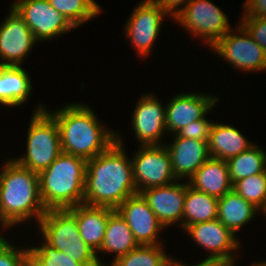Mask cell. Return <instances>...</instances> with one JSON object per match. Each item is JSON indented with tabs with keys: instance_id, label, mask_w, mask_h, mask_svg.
I'll list each match as a JSON object with an SVG mask.
<instances>
[{
	"instance_id": "1",
	"label": "cell",
	"mask_w": 266,
	"mask_h": 266,
	"mask_svg": "<svg viewBox=\"0 0 266 266\" xmlns=\"http://www.w3.org/2000/svg\"><path fill=\"white\" fill-rule=\"evenodd\" d=\"M116 131V141L98 156L87 160L83 204L116 209L137 194L131 157L124 137Z\"/></svg>"
},
{
	"instance_id": "2",
	"label": "cell",
	"mask_w": 266,
	"mask_h": 266,
	"mask_svg": "<svg viewBox=\"0 0 266 266\" xmlns=\"http://www.w3.org/2000/svg\"><path fill=\"white\" fill-rule=\"evenodd\" d=\"M45 110L56 120L62 152L86 160L106 151L116 141V131L98 119L94 108L87 102H68Z\"/></svg>"
},
{
	"instance_id": "3",
	"label": "cell",
	"mask_w": 266,
	"mask_h": 266,
	"mask_svg": "<svg viewBox=\"0 0 266 266\" xmlns=\"http://www.w3.org/2000/svg\"><path fill=\"white\" fill-rule=\"evenodd\" d=\"M8 158L0 168L2 218L12 229L33 221L37 226L47 211L40 197L38 173Z\"/></svg>"
},
{
	"instance_id": "4",
	"label": "cell",
	"mask_w": 266,
	"mask_h": 266,
	"mask_svg": "<svg viewBox=\"0 0 266 266\" xmlns=\"http://www.w3.org/2000/svg\"><path fill=\"white\" fill-rule=\"evenodd\" d=\"M86 166V159L62 152L38 173L40 197L46 210L83 204Z\"/></svg>"
},
{
	"instance_id": "5",
	"label": "cell",
	"mask_w": 266,
	"mask_h": 266,
	"mask_svg": "<svg viewBox=\"0 0 266 266\" xmlns=\"http://www.w3.org/2000/svg\"><path fill=\"white\" fill-rule=\"evenodd\" d=\"M41 102L29 120L25 152L12 159L22 167L36 173L48 168L62 153L60 133L56 120L45 110Z\"/></svg>"
},
{
	"instance_id": "6",
	"label": "cell",
	"mask_w": 266,
	"mask_h": 266,
	"mask_svg": "<svg viewBox=\"0 0 266 266\" xmlns=\"http://www.w3.org/2000/svg\"><path fill=\"white\" fill-rule=\"evenodd\" d=\"M36 227V236L39 234V238L73 261L84 266H101L96 252L81 237L76 217L68 209L47 210Z\"/></svg>"
},
{
	"instance_id": "7",
	"label": "cell",
	"mask_w": 266,
	"mask_h": 266,
	"mask_svg": "<svg viewBox=\"0 0 266 266\" xmlns=\"http://www.w3.org/2000/svg\"><path fill=\"white\" fill-rule=\"evenodd\" d=\"M213 2L190 0L172 18V23L191 34L190 38L200 39L198 44L201 42L200 45L209 49L232 28L225 11Z\"/></svg>"
},
{
	"instance_id": "8",
	"label": "cell",
	"mask_w": 266,
	"mask_h": 266,
	"mask_svg": "<svg viewBox=\"0 0 266 266\" xmlns=\"http://www.w3.org/2000/svg\"><path fill=\"white\" fill-rule=\"evenodd\" d=\"M208 50L228 62L234 71L266 72V52L239 22Z\"/></svg>"
},
{
	"instance_id": "9",
	"label": "cell",
	"mask_w": 266,
	"mask_h": 266,
	"mask_svg": "<svg viewBox=\"0 0 266 266\" xmlns=\"http://www.w3.org/2000/svg\"><path fill=\"white\" fill-rule=\"evenodd\" d=\"M130 13L124 24L123 34L136 55L144 60L154 51L164 20L172 18L153 0H140Z\"/></svg>"
},
{
	"instance_id": "10",
	"label": "cell",
	"mask_w": 266,
	"mask_h": 266,
	"mask_svg": "<svg viewBox=\"0 0 266 266\" xmlns=\"http://www.w3.org/2000/svg\"><path fill=\"white\" fill-rule=\"evenodd\" d=\"M137 148V151L131 154L137 193L177 181L172 170L171 156L164 144Z\"/></svg>"
},
{
	"instance_id": "11",
	"label": "cell",
	"mask_w": 266,
	"mask_h": 266,
	"mask_svg": "<svg viewBox=\"0 0 266 266\" xmlns=\"http://www.w3.org/2000/svg\"><path fill=\"white\" fill-rule=\"evenodd\" d=\"M11 5L22 16L39 44L48 40L53 42L77 30L47 0H12Z\"/></svg>"
},
{
	"instance_id": "12",
	"label": "cell",
	"mask_w": 266,
	"mask_h": 266,
	"mask_svg": "<svg viewBox=\"0 0 266 266\" xmlns=\"http://www.w3.org/2000/svg\"><path fill=\"white\" fill-rule=\"evenodd\" d=\"M131 129L139 146L163 145L166 130V105L152 91L142 93L132 109Z\"/></svg>"
},
{
	"instance_id": "13",
	"label": "cell",
	"mask_w": 266,
	"mask_h": 266,
	"mask_svg": "<svg viewBox=\"0 0 266 266\" xmlns=\"http://www.w3.org/2000/svg\"><path fill=\"white\" fill-rule=\"evenodd\" d=\"M181 232H187L193 243L206 252L204 259L238 262L241 240L218 219L189 225Z\"/></svg>"
},
{
	"instance_id": "14",
	"label": "cell",
	"mask_w": 266,
	"mask_h": 266,
	"mask_svg": "<svg viewBox=\"0 0 266 266\" xmlns=\"http://www.w3.org/2000/svg\"><path fill=\"white\" fill-rule=\"evenodd\" d=\"M8 9L0 22V65L23 66L39 42L18 11L11 4Z\"/></svg>"
},
{
	"instance_id": "15",
	"label": "cell",
	"mask_w": 266,
	"mask_h": 266,
	"mask_svg": "<svg viewBox=\"0 0 266 266\" xmlns=\"http://www.w3.org/2000/svg\"><path fill=\"white\" fill-rule=\"evenodd\" d=\"M166 102V130L174 135L179 129L213 112L220 102L218 95L195 91L179 92ZM216 106V107H215Z\"/></svg>"
},
{
	"instance_id": "16",
	"label": "cell",
	"mask_w": 266,
	"mask_h": 266,
	"mask_svg": "<svg viewBox=\"0 0 266 266\" xmlns=\"http://www.w3.org/2000/svg\"><path fill=\"white\" fill-rule=\"evenodd\" d=\"M116 210L128 224L139 245L166 243L160 237L162 231L166 230L165 227L140 193L128 197Z\"/></svg>"
},
{
	"instance_id": "17",
	"label": "cell",
	"mask_w": 266,
	"mask_h": 266,
	"mask_svg": "<svg viewBox=\"0 0 266 266\" xmlns=\"http://www.w3.org/2000/svg\"><path fill=\"white\" fill-rule=\"evenodd\" d=\"M140 194L166 230L173 225L183 230L185 181L177 180L165 186L152 187L141 191Z\"/></svg>"
},
{
	"instance_id": "18",
	"label": "cell",
	"mask_w": 266,
	"mask_h": 266,
	"mask_svg": "<svg viewBox=\"0 0 266 266\" xmlns=\"http://www.w3.org/2000/svg\"><path fill=\"white\" fill-rule=\"evenodd\" d=\"M170 136L172 138L164 145L171 156L174 176L177 180L188 181L210 157L207 141Z\"/></svg>"
},
{
	"instance_id": "19",
	"label": "cell",
	"mask_w": 266,
	"mask_h": 266,
	"mask_svg": "<svg viewBox=\"0 0 266 266\" xmlns=\"http://www.w3.org/2000/svg\"><path fill=\"white\" fill-rule=\"evenodd\" d=\"M23 66L0 65V106L18 108L33 95V82Z\"/></svg>"
},
{
	"instance_id": "20",
	"label": "cell",
	"mask_w": 266,
	"mask_h": 266,
	"mask_svg": "<svg viewBox=\"0 0 266 266\" xmlns=\"http://www.w3.org/2000/svg\"><path fill=\"white\" fill-rule=\"evenodd\" d=\"M139 244L136 241L132 231L124 218L115 209L109 216L105 229L104 241L100 250L96 253L99 264L101 266H108L116 258L127 254L131 250L138 247ZM112 255L111 261L107 264L104 260V256ZM106 262V263H105Z\"/></svg>"
},
{
	"instance_id": "21",
	"label": "cell",
	"mask_w": 266,
	"mask_h": 266,
	"mask_svg": "<svg viewBox=\"0 0 266 266\" xmlns=\"http://www.w3.org/2000/svg\"><path fill=\"white\" fill-rule=\"evenodd\" d=\"M254 144L233 124L217 121H214L207 141L210 157L225 161L248 150Z\"/></svg>"
},
{
	"instance_id": "22",
	"label": "cell",
	"mask_w": 266,
	"mask_h": 266,
	"mask_svg": "<svg viewBox=\"0 0 266 266\" xmlns=\"http://www.w3.org/2000/svg\"><path fill=\"white\" fill-rule=\"evenodd\" d=\"M68 210L76 217L83 240L97 253L104 241L108 218L115 209L80 204Z\"/></svg>"
},
{
	"instance_id": "23",
	"label": "cell",
	"mask_w": 266,
	"mask_h": 266,
	"mask_svg": "<svg viewBox=\"0 0 266 266\" xmlns=\"http://www.w3.org/2000/svg\"><path fill=\"white\" fill-rule=\"evenodd\" d=\"M188 184L208 195L220 198L232 190L227 161L209 157L188 180Z\"/></svg>"
},
{
	"instance_id": "24",
	"label": "cell",
	"mask_w": 266,
	"mask_h": 266,
	"mask_svg": "<svg viewBox=\"0 0 266 266\" xmlns=\"http://www.w3.org/2000/svg\"><path fill=\"white\" fill-rule=\"evenodd\" d=\"M258 216L260 210L233 189L219 198L217 219L238 238L237 234Z\"/></svg>"
},
{
	"instance_id": "25",
	"label": "cell",
	"mask_w": 266,
	"mask_h": 266,
	"mask_svg": "<svg viewBox=\"0 0 266 266\" xmlns=\"http://www.w3.org/2000/svg\"><path fill=\"white\" fill-rule=\"evenodd\" d=\"M219 198L192 188L186 181V196L183 210V230L192 224L218 218Z\"/></svg>"
},
{
	"instance_id": "26",
	"label": "cell",
	"mask_w": 266,
	"mask_h": 266,
	"mask_svg": "<svg viewBox=\"0 0 266 266\" xmlns=\"http://www.w3.org/2000/svg\"><path fill=\"white\" fill-rule=\"evenodd\" d=\"M232 185L240 179L266 171L265 149L257 143L248 150L227 160Z\"/></svg>"
},
{
	"instance_id": "27",
	"label": "cell",
	"mask_w": 266,
	"mask_h": 266,
	"mask_svg": "<svg viewBox=\"0 0 266 266\" xmlns=\"http://www.w3.org/2000/svg\"><path fill=\"white\" fill-rule=\"evenodd\" d=\"M164 246L166 245H139L108 266H170L173 256L166 252L167 248Z\"/></svg>"
},
{
	"instance_id": "28",
	"label": "cell",
	"mask_w": 266,
	"mask_h": 266,
	"mask_svg": "<svg viewBox=\"0 0 266 266\" xmlns=\"http://www.w3.org/2000/svg\"><path fill=\"white\" fill-rule=\"evenodd\" d=\"M49 4L60 12L76 29L90 23L103 13V9L96 0H47Z\"/></svg>"
},
{
	"instance_id": "29",
	"label": "cell",
	"mask_w": 266,
	"mask_h": 266,
	"mask_svg": "<svg viewBox=\"0 0 266 266\" xmlns=\"http://www.w3.org/2000/svg\"><path fill=\"white\" fill-rule=\"evenodd\" d=\"M232 189L261 211L266 202V171L236 181Z\"/></svg>"
},
{
	"instance_id": "30",
	"label": "cell",
	"mask_w": 266,
	"mask_h": 266,
	"mask_svg": "<svg viewBox=\"0 0 266 266\" xmlns=\"http://www.w3.org/2000/svg\"><path fill=\"white\" fill-rule=\"evenodd\" d=\"M40 239L39 245L33 242L28 246L29 255L39 266H84L80 262L73 261L62 251L51 247L42 238Z\"/></svg>"
},
{
	"instance_id": "31",
	"label": "cell",
	"mask_w": 266,
	"mask_h": 266,
	"mask_svg": "<svg viewBox=\"0 0 266 266\" xmlns=\"http://www.w3.org/2000/svg\"><path fill=\"white\" fill-rule=\"evenodd\" d=\"M11 242L7 236L0 239V266H22L24 260L29 256L28 245L21 247Z\"/></svg>"
},
{
	"instance_id": "32",
	"label": "cell",
	"mask_w": 266,
	"mask_h": 266,
	"mask_svg": "<svg viewBox=\"0 0 266 266\" xmlns=\"http://www.w3.org/2000/svg\"><path fill=\"white\" fill-rule=\"evenodd\" d=\"M208 113L200 120L194 121L188 126L179 129L174 135L177 138L196 139L199 141H208L213 120L208 119Z\"/></svg>"
},
{
	"instance_id": "33",
	"label": "cell",
	"mask_w": 266,
	"mask_h": 266,
	"mask_svg": "<svg viewBox=\"0 0 266 266\" xmlns=\"http://www.w3.org/2000/svg\"><path fill=\"white\" fill-rule=\"evenodd\" d=\"M239 23L266 52V18L240 17Z\"/></svg>"
},
{
	"instance_id": "34",
	"label": "cell",
	"mask_w": 266,
	"mask_h": 266,
	"mask_svg": "<svg viewBox=\"0 0 266 266\" xmlns=\"http://www.w3.org/2000/svg\"><path fill=\"white\" fill-rule=\"evenodd\" d=\"M241 5V17L266 18V0H245Z\"/></svg>"
},
{
	"instance_id": "35",
	"label": "cell",
	"mask_w": 266,
	"mask_h": 266,
	"mask_svg": "<svg viewBox=\"0 0 266 266\" xmlns=\"http://www.w3.org/2000/svg\"><path fill=\"white\" fill-rule=\"evenodd\" d=\"M157 3L171 18L178 14V12L190 0H153Z\"/></svg>"
},
{
	"instance_id": "36",
	"label": "cell",
	"mask_w": 266,
	"mask_h": 266,
	"mask_svg": "<svg viewBox=\"0 0 266 266\" xmlns=\"http://www.w3.org/2000/svg\"><path fill=\"white\" fill-rule=\"evenodd\" d=\"M202 261L196 262V264L192 265L191 263L188 265L185 264L182 260H177V258L173 257L170 266H231V261L225 260H211V259H201Z\"/></svg>"
},
{
	"instance_id": "37",
	"label": "cell",
	"mask_w": 266,
	"mask_h": 266,
	"mask_svg": "<svg viewBox=\"0 0 266 266\" xmlns=\"http://www.w3.org/2000/svg\"><path fill=\"white\" fill-rule=\"evenodd\" d=\"M10 226L3 220L2 218V213H1V208H0V233L3 235V236H8V234H5L4 232L7 230L9 231L10 230Z\"/></svg>"
},
{
	"instance_id": "38",
	"label": "cell",
	"mask_w": 266,
	"mask_h": 266,
	"mask_svg": "<svg viewBox=\"0 0 266 266\" xmlns=\"http://www.w3.org/2000/svg\"><path fill=\"white\" fill-rule=\"evenodd\" d=\"M22 266H39L36 261L29 255L23 262Z\"/></svg>"
},
{
	"instance_id": "39",
	"label": "cell",
	"mask_w": 266,
	"mask_h": 266,
	"mask_svg": "<svg viewBox=\"0 0 266 266\" xmlns=\"http://www.w3.org/2000/svg\"><path fill=\"white\" fill-rule=\"evenodd\" d=\"M237 262L236 261H234V262H231V266H237V264H236ZM260 266V260H258L257 262H256V260H255V262L253 261V262H251V264H248V266Z\"/></svg>"
},
{
	"instance_id": "40",
	"label": "cell",
	"mask_w": 266,
	"mask_h": 266,
	"mask_svg": "<svg viewBox=\"0 0 266 266\" xmlns=\"http://www.w3.org/2000/svg\"><path fill=\"white\" fill-rule=\"evenodd\" d=\"M260 213H262V214H260V215H261V216H264V219H266V218H265V217H266V202H265V205L263 206V208L261 209Z\"/></svg>"
},
{
	"instance_id": "41",
	"label": "cell",
	"mask_w": 266,
	"mask_h": 266,
	"mask_svg": "<svg viewBox=\"0 0 266 266\" xmlns=\"http://www.w3.org/2000/svg\"><path fill=\"white\" fill-rule=\"evenodd\" d=\"M260 266H266V259L260 260Z\"/></svg>"
}]
</instances>
